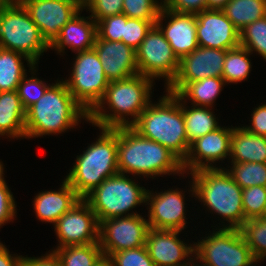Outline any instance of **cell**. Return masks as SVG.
I'll use <instances>...</instances> for the list:
<instances>
[{"mask_svg":"<svg viewBox=\"0 0 266 266\" xmlns=\"http://www.w3.org/2000/svg\"><path fill=\"white\" fill-rule=\"evenodd\" d=\"M252 120L250 126H245L244 128L257 135L266 136V104L259 105L253 110Z\"/></svg>","mask_w":266,"mask_h":266,"instance_id":"44","label":"cell"},{"mask_svg":"<svg viewBox=\"0 0 266 266\" xmlns=\"http://www.w3.org/2000/svg\"><path fill=\"white\" fill-rule=\"evenodd\" d=\"M242 206L246 220L263 217L266 209V187L259 185L242 189Z\"/></svg>","mask_w":266,"mask_h":266,"instance_id":"35","label":"cell"},{"mask_svg":"<svg viewBox=\"0 0 266 266\" xmlns=\"http://www.w3.org/2000/svg\"><path fill=\"white\" fill-rule=\"evenodd\" d=\"M139 74L150 78H165L167 88L174 80L179 59L160 29L154 25L136 49Z\"/></svg>","mask_w":266,"mask_h":266,"instance_id":"11","label":"cell"},{"mask_svg":"<svg viewBox=\"0 0 266 266\" xmlns=\"http://www.w3.org/2000/svg\"><path fill=\"white\" fill-rule=\"evenodd\" d=\"M4 173L0 175V227L11 222L16 216V203L11 190L4 180Z\"/></svg>","mask_w":266,"mask_h":266,"instance_id":"42","label":"cell"},{"mask_svg":"<svg viewBox=\"0 0 266 266\" xmlns=\"http://www.w3.org/2000/svg\"><path fill=\"white\" fill-rule=\"evenodd\" d=\"M155 23L156 21L128 17L124 24V36H122L121 42L136 50Z\"/></svg>","mask_w":266,"mask_h":266,"instance_id":"38","label":"cell"},{"mask_svg":"<svg viewBox=\"0 0 266 266\" xmlns=\"http://www.w3.org/2000/svg\"><path fill=\"white\" fill-rule=\"evenodd\" d=\"M186 101L182 99V110L185 121L186 134L189 144L195 141L197 138L203 137L216 130L220 125L216 120L212 108L203 106H190L186 107Z\"/></svg>","mask_w":266,"mask_h":266,"instance_id":"27","label":"cell"},{"mask_svg":"<svg viewBox=\"0 0 266 266\" xmlns=\"http://www.w3.org/2000/svg\"><path fill=\"white\" fill-rule=\"evenodd\" d=\"M231 137L232 128L220 126L193 141L187 157L182 162L184 173L203 168H215L213 163L230 156Z\"/></svg>","mask_w":266,"mask_h":266,"instance_id":"18","label":"cell"},{"mask_svg":"<svg viewBox=\"0 0 266 266\" xmlns=\"http://www.w3.org/2000/svg\"><path fill=\"white\" fill-rule=\"evenodd\" d=\"M263 217L266 219V209H265V212H264V215H263Z\"/></svg>","mask_w":266,"mask_h":266,"instance_id":"53","label":"cell"},{"mask_svg":"<svg viewBox=\"0 0 266 266\" xmlns=\"http://www.w3.org/2000/svg\"><path fill=\"white\" fill-rule=\"evenodd\" d=\"M78 1L82 6H84V4L88 1V0H76Z\"/></svg>","mask_w":266,"mask_h":266,"instance_id":"52","label":"cell"},{"mask_svg":"<svg viewBox=\"0 0 266 266\" xmlns=\"http://www.w3.org/2000/svg\"><path fill=\"white\" fill-rule=\"evenodd\" d=\"M88 113L75 101L66 83L57 80L45 94L26 111V138L65 132L78 126Z\"/></svg>","mask_w":266,"mask_h":266,"instance_id":"4","label":"cell"},{"mask_svg":"<svg viewBox=\"0 0 266 266\" xmlns=\"http://www.w3.org/2000/svg\"><path fill=\"white\" fill-rule=\"evenodd\" d=\"M26 60L29 70L34 76L36 65L22 53L0 48V92L17 90L27 69L22 62Z\"/></svg>","mask_w":266,"mask_h":266,"instance_id":"26","label":"cell"},{"mask_svg":"<svg viewBox=\"0 0 266 266\" xmlns=\"http://www.w3.org/2000/svg\"><path fill=\"white\" fill-rule=\"evenodd\" d=\"M113 266H155L149 257L146 246L125 249L110 256Z\"/></svg>","mask_w":266,"mask_h":266,"instance_id":"39","label":"cell"},{"mask_svg":"<svg viewBox=\"0 0 266 266\" xmlns=\"http://www.w3.org/2000/svg\"><path fill=\"white\" fill-rule=\"evenodd\" d=\"M195 15L199 47L229 50L240 45V31L222 10L207 9Z\"/></svg>","mask_w":266,"mask_h":266,"instance_id":"17","label":"cell"},{"mask_svg":"<svg viewBox=\"0 0 266 266\" xmlns=\"http://www.w3.org/2000/svg\"><path fill=\"white\" fill-rule=\"evenodd\" d=\"M54 227L59 242L56 248L99 243L100 223L83 199L58 219Z\"/></svg>","mask_w":266,"mask_h":266,"instance_id":"14","label":"cell"},{"mask_svg":"<svg viewBox=\"0 0 266 266\" xmlns=\"http://www.w3.org/2000/svg\"><path fill=\"white\" fill-rule=\"evenodd\" d=\"M169 20L163 27V20ZM155 25L169 42L175 55L180 60L198 47L196 15L178 13L162 6Z\"/></svg>","mask_w":266,"mask_h":266,"instance_id":"20","label":"cell"},{"mask_svg":"<svg viewBox=\"0 0 266 266\" xmlns=\"http://www.w3.org/2000/svg\"><path fill=\"white\" fill-rule=\"evenodd\" d=\"M149 222L140 214L114 217L100 222L99 244L105 256L125 249L144 246Z\"/></svg>","mask_w":266,"mask_h":266,"instance_id":"12","label":"cell"},{"mask_svg":"<svg viewBox=\"0 0 266 266\" xmlns=\"http://www.w3.org/2000/svg\"><path fill=\"white\" fill-rule=\"evenodd\" d=\"M180 232L149 229L145 246L155 266H190L191 256L194 255V244L187 246V243L181 241L178 237Z\"/></svg>","mask_w":266,"mask_h":266,"instance_id":"19","label":"cell"},{"mask_svg":"<svg viewBox=\"0 0 266 266\" xmlns=\"http://www.w3.org/2000/svg\"><path fill=\"white\" fill-rule=\"evenodd\" d=\"M251 54L250 51L241 45L227 50L222 73V78L226 84H237L249 78L252 67L249 59Z\"/></svg>","mask_w":266,"mask_h":266,"instance_id":"30","label":"cell"},{"mask_svg":"<svg viewBox=\"0 0 266 266\" xmlns=\"http://www.w3.org/2000/svg\"><path fill=\"white\" fill-rule=\"evenodd\" d=\"M194 258H196V259H194V258H191V261H190V266H209L208 264H206V263H203L202 261H200V262H198L197 264L195 263V262H193V261H195V260H197V257H195V255L193 256Z\"/></svg>","mask_w":266,"mask_h":266,"instance_id":"49","label":"cell"},{"mask_svg":"<svg viewBox=\"0 0 266 266\" xmlns=\"http://www.w3.org/2000/svg\"><path fill=\"white\" fill-rule=\"evenodd\" d=\"M93 48L99 56L104 74L109 82L139 74L134 48L121 41H108L98 37H96Z\"/></svg>","mask_w":266,"mask_h":266,"instance_id":"21","label":"cell"},{"mask_svg":"<svg viewBox=\"0 0 266 266\" xmlns=\"http://www.w3.org/2000/svg\"><path fill=\"white\" fill-rule=\"evenodd\" d=\"M0 48L22 53L37 66L40 56L50 49L20 2L0 4Z\"/></svg>","mask_w":266,"mask_h":266,"instance_id":"8","label":"cell"},{"mask_svg":"<svg viewBox=\"0 0 266 266\" xmlns=\"http://www.w3.org/2000/svg\"><path fill=\"white\" fill-rule=\"evenodd\" d=\"M24 256L12 255L0 241V266H23Z\"/></svg>","mask_w":266,"mask_h":266,"instance_id":"46","label":"cell"},{"mask_svg":"<svg viewBox=\"0 0 266 266\" xmlns=\"http://www.w3.org/2000/svg\"><path fill=\"white\" fill-rule=\"evenodd\" d=\"M231 165L226 171L242 189L259 185L266 187V163L244 162Z\"/></svg>","mask_w":266,"mask_h":266,"instance_id":"33","label":"cell"},{"mask_svg":"<svg viewBox=\"0 0 266 266\" xmlns=\"http://www.w3.org/2000/svg\"><path fill=\"white\" fill-rule=\"evenodd\" d=\"M240 231L254 258L259 262L266 258V219L264 217L246 220Z\"/></svg>","mask_w":266,"mask_h":266,"instance_id":"32","label":"cell"},{"mask_svg":"<svg viewBox=\"0 0 266 266\" xmlns=\"http://www.w3.org/2000/svg\"><path fill=\"white\" fill-rule=\"evenodd\" d=\"M227 50L197 47L179 60V68L167 92L178 94L189 82L206 77H222Z\"/></svg>","mask_w":266,"mask_h":266,"instance_id":"15","label":"cell"},{"mask_svg":"<svg viewBox=\"0 0 266 266\" xmlns=\"http://www.w3.org/2000/svg\"><path fill=\"white\" fill-rule=\"evenodd\" d=\"M240 45L266 60V16L250 23L240 31Z\"/></svg>","mask_w":266,"mask_h":266,"instance_id":"34","label":"cell"},{"mask_svg":"<svg viewBox=\"0 0 266 266\" xmlns=\"http://www.w3.org/2000/svg\"><path fill=\"white\" fill-rule=\"evenodd\" d=\"M85 8L97 23L106 17L122 14L123 0H88L83 6Z\"/></svg>","mask_w":266,"mask_h":266,"instance_id":"41","label":"cell"},{"mask_svg":"<svg viewBox=\"0 0 266 266\" xmlns=\"http://www.w3.org/2000/svg\"><path fill=\"white\" fill-rule=\"evenodd\" d=\"M93 266H113L109 256L102 255Z\"/></svg>","mask_w":266,"mask_h":266,"instance_id":"48","label":"cell"},{"mask_svg":"<svg viewBox=\"0 0 266 266\" xmlns=\"http://www.w3.org/2000/svg\"><path fill=\"white\" fill-rule=\"evenodd\" d=\"M87 19V20H86ZM97 37V25L91 17L75 15L60 31V35L50 45L61 55L66 46L72 51L81 52L92 49Z\"/></svg>","mask_w":266,"mask_h":266,"instance_id":"22","label":"cell"},{"mask_svg":"<svg viewBox=\"0 0 266 266\" xmlns=\"http://www.w3.org/2000/svg\"><path fill=\"white\" fill-rule=\"evenodd\" d=\"M82 198L64 179L58 191H42L34 198L36 217L42 222L54 223L71 210Z\"/></svg>","mask_w":266,"mask_h":266,"instance_id":"23","label":"cell"},{"mask_svg":"<svg viewBox=\"0 0 266 266\" xmlns=\"http://www.w3.org/2000/svg\"><path fill=\"white\" fill-rule=\"evenodd\" d=\"M221 10L241 31L250 23L266 16V0H229Z\"/></svg>","mask_w":266,"mask_h":266,"instance_id":"29","label":"cell"},{"mask_svg":"<svg viewBox=\"0 0 266 266\" xmlns=\"http://www.w3.org/2000/svg\"><path fill=\"white\" fill-rule=\"evenodd\" d=\"M193 197L227 221L222 228L240 229L246 221L242 206V188L225 168H203L190 173Z\"/></svg>","mask_w":266,"mask_h":266,"instance_id":"5","label":"cell"},{"mask_svg":"<svg viewBox=\"0 0 266 266\" xmlns=\"http://www.w3.org/2000/svg\"><path fill=\"white\" fill-rule=\"evenodd\" d=\"M42 37L51 45L60 35L61 29L83 6L76 0H20Z\"/></svg>","mask_w":266,"mask_h":266,"instance_id":"13","label":"cell"},{"mask_svg":"<svg viewBox=\"0 0 266 266\" xmlns=\"http://www.w3.org/2000/svg\"><path fill=\"white\" fill-rule=\"evenodd\" d=\"M27 74L23 77L20 84L17 87V93L20 97L21 104L25 111H27L32 105H34L51 86L47 85L39 78L32 77L27 78Z\"/></svg>","mask_w":266,"mask_h":266,"instance_id":"37","label":"cell"},{"mask_svg":"<svg viewBox=\"0 0 266 266\" xmlns=\"http://www.w3.org/2000/svg\"><path fill=\"white\" fill-rule=\"evenodd\" d=\"M18 3V0H0V4H14Z\"/></svg>","mask_w":266,"mask_h":266,"instance_id":"50","label":"cell"},{"mask_svg":"<svg viewBox=\"0 0 266 266\" xmlns=\"http://www.w3.org/2000/svg\"><path fill=\"white\" fill-rule=\"evenodd\" d=\"M229 0H207L208 9L221 10Z\"/></svg>","mask_w":266,"mask_h":266,"instance_id":"47","label":"cell"},{"mask_svg":"<svg viewBox=\"0 0 266 266\" xmlns=\"http://www.w3.org/2000/svg\"><path fill=\"white\" fill-rule=\"evenodd\" d=\"M123 0V11L129 18H138L145 21H157L162 0Z\"/></svg>","mask_w":266,"mask_h":266,"instance_id":"36","label":"cell"},{"mask_svg":"<svg viewBox=\"0 0 266 266\" xmlns=\"http://www.w3.org/2000/svg\"><path fill=\"white\" fill-rule=\"evenodd\" d=\"M23 266H62L59 257L52 250L40 257H24Z\"/></svg>","mask_w":266,"mask_h":266,"instance_id":"45","label":"cell"},{"mask_svg":"<svg viewBox=\"0 0 266 266\" xmlns=\"http://www.w3.org/2000/svg\"><path fill=\"white\" fill-rule=\"evenodd\" d=\"M165 92L158 103L148 104L131 127L142 137L168 148L183 162L190 144L183 117L182 98L178 94Z\"/></svg>","mask_w":266,"mask_h":266,"instance_id":"3","label":"cell"},{"mask_svg":"<svg viewBox=\"0 0 266 266\" xmlns=\"http://www.w3.org/2000/svg\"><path fill=\"white\" fill-rule=\"evenodd\" d=\"M62 266H93L103 255L99 243L53 249Z\"/></svg>","mask_w":266,"mask_h":266,"instance_id":"31","label":"cell"},{"mask_svg":"<svg viewBox=\"0 0 266 266\" xmlns=\"http://www.w3.org/2000/svg\"><path fill=\"white\" fill-rule=\"evenodd\" d=\"M163 7L178 13L198 14L208 9L207 0H162Z\"/></svg>","mask_w":266,"mask_h":266,"instance_id":"43","label":"cell"},{"mask_svg":"<svg viewBox=\"0 0 266 266\" xmlns=\"http://www.w3.org/2000/svg\"><path fill=\"white\" fill-rule=\"evenodd\" d=\"M224 85H226V82L222 77H206L189 82L178 95L183 100H191V105L212 108Z\"/></svg>","mask_w":266,"mask_h":266,"instance_id":"28","label":"cell"},{"mask_svg":"<svg viewBox=\"0 0 266 266\" xmlns=\"http://www.w3.org/2000/svg\"><path fill=\"white\" fill-rule=\"evenodd\" d=\"M231 163H266V136L253 134L242 127L232 126Z\"/></svg>","mask_w":266,"mask_h":266,"instance_id":"24","label":"cell"},{"mask_svg":"<svg viewBox=\"0 0 266 266\" xmlns=\"http://www.w3.org/2000/svg\"><path fill=\"white\" fill-rule=\"evenodd\" d=\"M26 111L17 90L0 92V135L13 138H26Z\"/></svg>","mask_w":266,"mask_h":266,"instance_id":"25","label":"cell"},{"mask_svg":"<svg viewBox=\"0 0 266 266\" xmlns=\"http://www.w3.org/2000/svg\"><path fill=\"white\" fill-rule=\"evenodd\" d=\"M3 163L0 161V175L4 172Z\"/></svg>","mask_w":266,"mask_h":266,"instance_id":"51","label":"cell"},{"mask_svg":"<svg viewBox=\"0 0 266 266\" xmlns=\"http://www.w3.org/2000/svg\"><path fill=\"white\" fill-rule=\"evenodd\" d=\"M153 81L142 74L110 81L102 100L88 114L86 121L99 128L132 126L152 102L150 94L154 86ZM104 105L108 106L110 113H107L109 111L105 110ZM128 116L132 119L130 120Z\"/></svg>","mask_w":266,"mask_h":266,"instance_id":"1","label":"cell"},{"mask_svg":"<svg viewBox=\"0 0 266 266\" xmlns=\"http://www.w3.org/2000/svg\"><path fill=\"white\" fill-rule=\"evenodd\" d=\"M117 158L118 171L122 174L152 179L166 174H185L182 161L174 153L142 137L131 126L117 127Z\"/></svg>","mask_w":266,"mask_h":266,"instance_id":"2","label":"cell"},{"mask_svg":"<svg viewBox=\"0 0 266 266\" xmlns=\"http://www.w3.org/2000/svg\"><path fill=\"white\" fill-rule=\"evenodd\" d=\"M128 17L125 14H118L106 17L96 23L97 37L108 41H122L124 36V24Z\"/></svg>","mask_w":266,"mask_h":266,"instance_id":"40","label":"cell"},{"mask_svg":"<svg viewBox=\"0 0 266 266\" xmlns=\"http://www.w3.org/2000/svg\"><path fill=\"white\" fill-rule=\"evenodd\" d=\"M155 193V194H154ZM152 193L147 190L150 228L182 231L186 227L185 195L178 188Z\"/></svg>","mask_w":266,"mask_h":266,"instance_id":"16","label":"cell"},{"mask_svg":"<svg viewBox=\"0 0 266 266\" xmlns=\"http://www.w3.org/2000/svg\"><path fill=\"white\" fill-rule=\"evenodd\" d=\"M126 176L117 173L106 178L83 198L95 212L99 223L114 217L136 215L137 212L129 211L141 203H146L147 190Z\"/></svg>","mask_w":266,"mask_h":266,"instance_id":"7","label":"cell"},{"mask_svg":"<svg viewBox=\"0 0 266 266\" xmlns=\"http://www.w3.org/2000/svg\"><path fill=\"white\" fill-rule=\"evenodd\" d=\"M75 54L71 76L64 82L75 101L89 114L102 100L109 80L94 48Z\"/></svg>","mask_w":266,"mask_h":266,"instance_id":"10","label":"cell"},{"mask_svg":"<svg viewBox=\"0 0 266 266\" xmlns=\"http://www.w3.org/2000/svg\"><path fill=\"white\" fill-rule=\"evenodd\" d=\"M96 142L77 155L65 180L83 199L106 178L119 173L117 158V128H99Z\"/></svg>","mask_w":266,"mask_h":266,"instance_id":"6","label":"cell"},{"mask_svg":"<svg viewBox=\"0 0 266 266\" xmlns=\"http://www.w3.org/2000/svg\"><path fill=\"white\" fill-rule=\"evenodd\" d=\"M193 243L197 260L209 266H253L258 262L240 229L213 230L212 234Z\"/></svg>","mask_w":266,"mask_h":266,"instance_id":"9","label":"cell"}]
</instances>
